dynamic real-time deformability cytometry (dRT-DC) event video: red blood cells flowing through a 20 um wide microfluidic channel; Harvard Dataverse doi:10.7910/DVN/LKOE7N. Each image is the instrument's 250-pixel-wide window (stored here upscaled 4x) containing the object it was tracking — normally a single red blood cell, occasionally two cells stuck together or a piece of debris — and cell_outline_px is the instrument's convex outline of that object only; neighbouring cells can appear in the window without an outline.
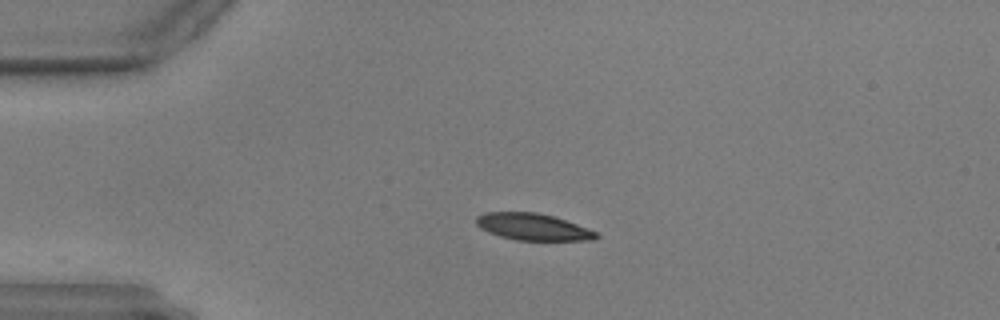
{"species": "common noctule bat (a hibernating species)", "species_latin": "Nyctalus noctula", "temperature_condition": "warm", "stored_images_in_passage": 46, "camera_frame_rate_fps": 3000, "um_per_image_px": 0.085, "animal": {"sex": "male", "body_mass_g": 17.9, "forearm_length_mm": 54.2}, "frame": {"image": 1, "passage_image": 1, "time_ms": 0.0, "image_size_px": [1000, 320], "cell_outline_px": [[600, 236], [592, 240], [516, 240], [500, 236], [488, 232], [480, 228], [476, 224], [476, 216], [484, 212], [536, 212], [552, 216], [576, 224], [596, 232]], "centroid_in_image_um": [45.25, 19.28], "position_along_channel_um": 39.8, "area_um2": 18.55}}
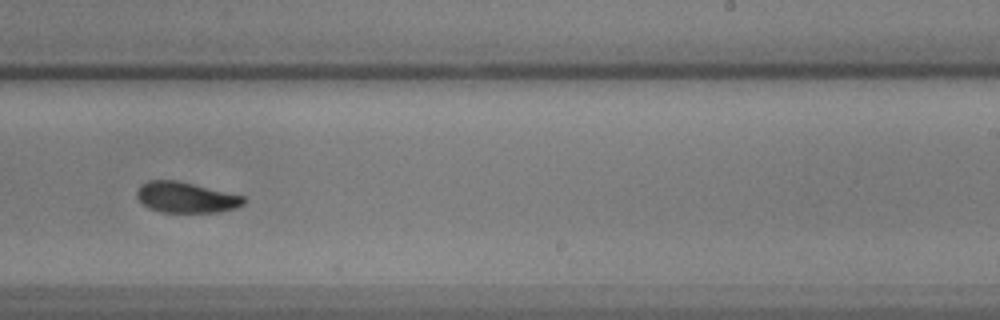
{"frame": {"image": 2, "passage_image": 24, "time_ms": 7.667, "image_size_px": [1000, 320], "cell_outline_px": [[248, 200], [244, 204], [236, 208], [220, 212], [164, 212], [148, 208], [136, 196], [136, 192], [140, 184], [148, 180], [176, 180], [244, 196]], "centroid_in_image_um": [15.82, 16.78], "position_along_channel_um": 273.2, "area_um2": 19.13}}
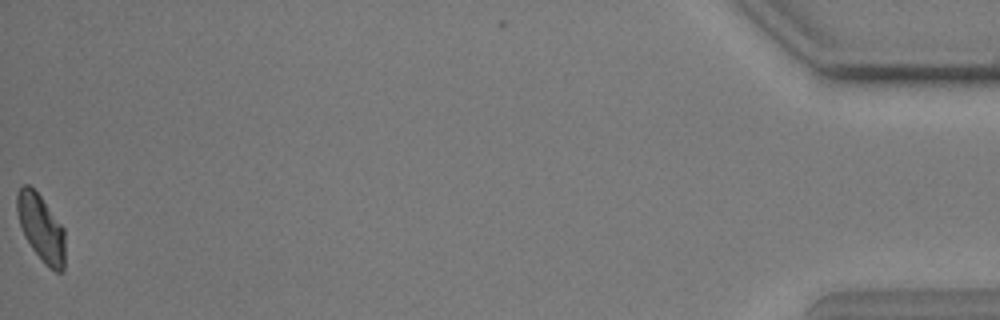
{"frame": {"image": 3, "passage_image": 46, "time_ms": 15.0, "image_size_px": [1000, 320], "cell_outline_px": [[64, 272], [56, 272], [48, 268], [44, 264], [32, 248], [24, 236], [16, 212], [16, 196], [20, 184], [28, 184], [40, 196], [64, 228]], "centroid_in_image_um": [3.47, 19.38], "position_along_channel_um": 431.7, "area_um2": 18.79}}